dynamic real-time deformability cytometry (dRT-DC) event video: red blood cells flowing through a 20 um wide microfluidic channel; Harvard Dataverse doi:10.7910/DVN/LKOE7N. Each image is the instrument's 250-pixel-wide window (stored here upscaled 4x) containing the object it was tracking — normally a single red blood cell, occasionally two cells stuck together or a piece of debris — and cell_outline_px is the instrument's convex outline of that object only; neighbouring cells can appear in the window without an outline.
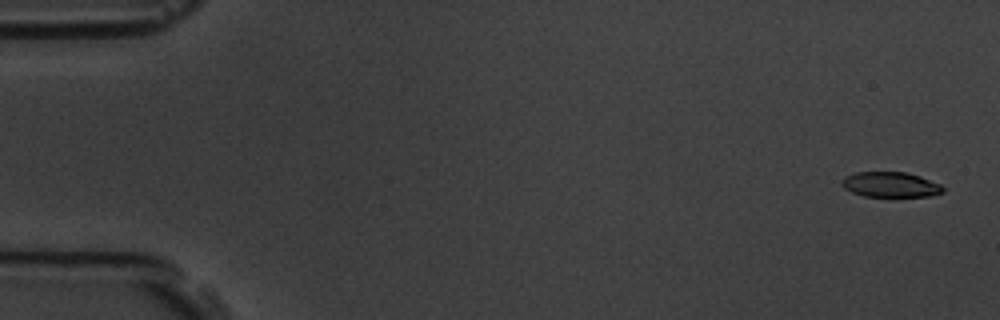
{"species": "common noctule bat (a hibernating species)", "species_latin": "Nyctalus noctula", "temperature_condition": "room temperature", "stored_images_in_passage": 58, "camera_frame_rate_fps": 3000, "um_per_image_px": 0.085, "animal": {"sex": "male", "body_mass_g": 19.5, "forearm_length_mm": 54.6}, "frame": {"image": 1, "passage_image": 2, "time_ms": 0.333, "image_size_px": [1000, 320], "cell_outline_px": [[944, 192], [928, 196], [892, 200], [864, 196], [852, 192], [844, 188], [840, 184], [840, 180], [844, 176], [856, 172], [904, 172], [920, 176], [940, 184], [944, 188]], "centroid_in_image_um": [75.67, 15.75], "position_along_channel_um": 9.3, "area_um2": 15.78}}
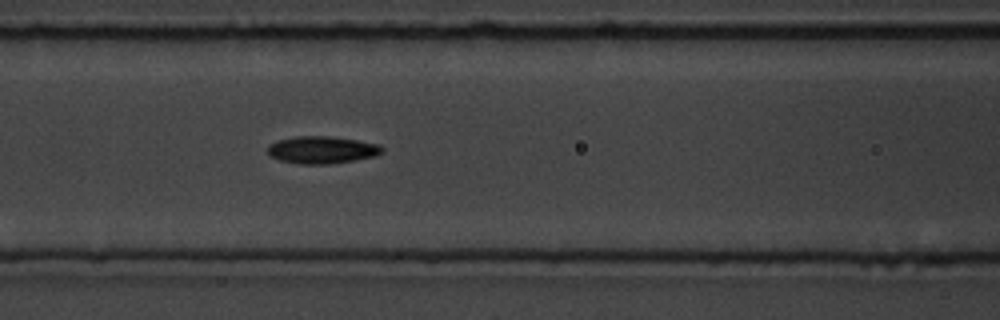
{"frame": {"image": 2, "passage_image": 25, "time_ms": 8.0, "image_size_px": [1000, 320], "cell_outline_px": [[384, 152], [376, 156], [356, 160], [328, 164], [296, 164], [280, 160], [268, 156], [268, 144], [280, 140], [296, 136], [328, 136], [356, 140], [380, 144], [384, 148]], "centroid_in_image_um": [27.38, 12.75], "position_along_channel_um": 139.2, "area_um2": 18.38}}
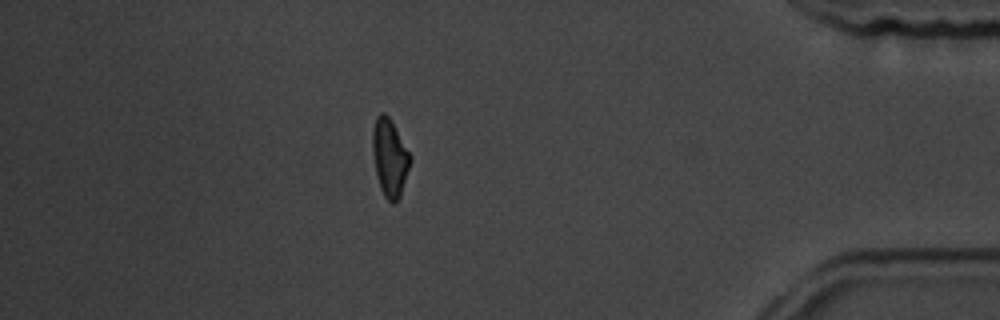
{"frame": {"image": 3, "passage_image": 51, "time_ms": 16.667, "image_size_px": [1000, 320], "cell_outline_px": [[412, 156], [400, 196], [392, 204], [384, 196], [380, 188], [376, 172], [372, 152], [372, 128], [376, 116], [380, 112], [384, 112], [392, 120]], "centroid_in_image_um": [33.11, 13.34], "position_along_channel_um": 402.1, "area_um2": 17.11}, "authors_computed_cell_mechanics": {"area_um2": 17.2533, "velocity_mm_per_s": 3.5226, "shape_relaxation_time_tau1_ms": 4.7654, "shape_relaxation_time_tau2_ms": 2.6824, "deformation_change_tau1": 0.1644, "deformation_change_tau2": 0.0733}}